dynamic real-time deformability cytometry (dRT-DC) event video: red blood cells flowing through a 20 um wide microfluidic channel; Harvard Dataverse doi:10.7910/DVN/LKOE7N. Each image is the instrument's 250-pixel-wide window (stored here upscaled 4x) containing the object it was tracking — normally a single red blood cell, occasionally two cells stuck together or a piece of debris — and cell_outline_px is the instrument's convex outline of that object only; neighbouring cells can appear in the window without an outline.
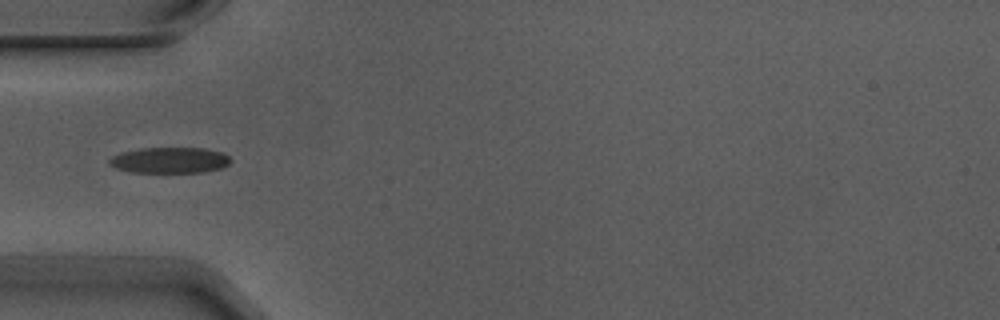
{"species": "Egyptian fruit bat (a non-hibernating species)", "species_latin": "Rousettus aegyptiacus", "temperature_condition": "warm", "stored_images_in_passage": 5, "camera_frame_rate_fps": 3000, "um_per_image_px": 0.085, "animal": {"sex": "male"}, "frame": {"image": 1, "passage_image": 5, "time_ms": 1.333, "image_size_px": [1000, 320], "cell_outline_px": [[232, 160], [224, 168], [204, 172], [132, 172], [116, 168], [108, 164], [108, 160], [112, 156], [124, 152], [140, 148], [204, 148], [224, 152]], "centroid_in_image_um": [14.47, 13.62], "position_along_channel_um": 70.5, "area_um2": 18.38}}